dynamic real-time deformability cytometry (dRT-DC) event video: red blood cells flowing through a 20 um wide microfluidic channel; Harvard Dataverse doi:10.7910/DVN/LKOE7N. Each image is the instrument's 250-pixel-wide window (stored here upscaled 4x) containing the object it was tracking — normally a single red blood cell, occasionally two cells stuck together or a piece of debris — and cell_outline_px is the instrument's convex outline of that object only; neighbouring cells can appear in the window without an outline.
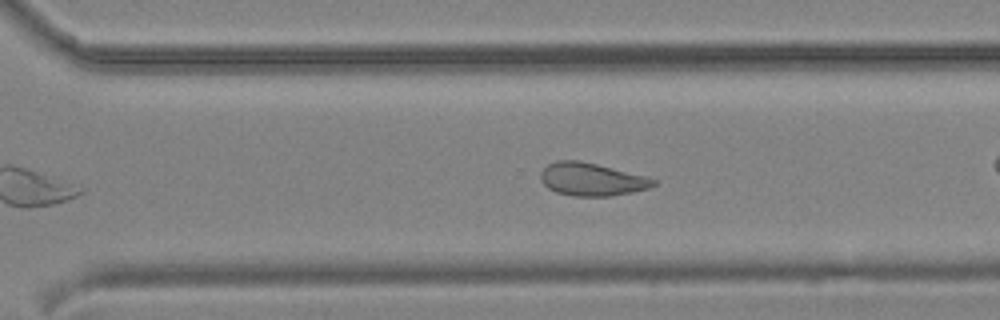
{"species": "common noctule bat (a hibernating species)", "species_latin": "Nyctalus noctula", "temperature_condition": "cold", "stored_images_in_passage": 27, "camera_frame_rate_fps": 3000, "um_per_image_px": 0.085, "animal": {"sex": "male", "body_mass_g": 19.2, "forearm_length_mm": 51.8}, "frame": {"image": 1, "passage_image": 20, "time_ms": 6.333, "image_size_px": [1000, 320], "cell_outline_px": [[656, 184], [648, 188], [632, 192], [608, 196], [572, 196], [556, 192], [548, 188], [540, 180], [540, 172], [548, 164], [556, 160], [580, 160], [644, 176], [656, 180]], "centroid_in_image_um": [50.24, 15.24], "position_along_channel_um": 320.4, "area_um2": 21.44}}